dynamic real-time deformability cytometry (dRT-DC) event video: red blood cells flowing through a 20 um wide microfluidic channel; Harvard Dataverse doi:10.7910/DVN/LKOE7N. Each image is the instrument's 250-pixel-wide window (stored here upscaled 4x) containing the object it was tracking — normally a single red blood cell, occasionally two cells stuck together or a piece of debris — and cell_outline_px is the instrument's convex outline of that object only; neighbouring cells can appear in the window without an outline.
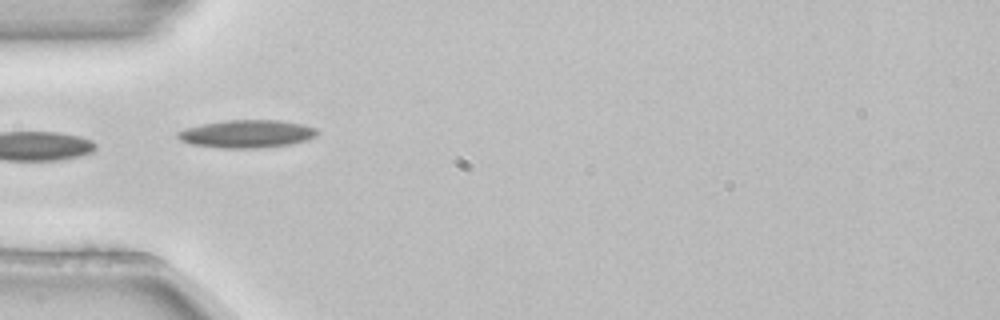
{"species": "common noctule bat (a hibernating species)", "species_latin": "Nyctalus noctula", "temperature_condition": "room temperature", "stored_images_in_passage": 5, "camera_frame_rate_fps": 3000, "um_per_image_px": 0.085, "animal": {"sex": "female", "body_mass_g": 22.7, "forearm_length_mm": 54.2}, "frame": {"image": 1, "passage_image": 4, "time_ms": 1.0, "image_size_px": [1000, 320], "cell_outline_px": [[320, 132], [316, 136], [308, 140], [292, 144], [256, 148], [224, 148], [192, 144], [180, 140], [176, 136], [176, 132], [184, 128], [224, 120], [280, 120], [304, 124], [316, 128]], "centroid_in_image_um": [21.02, 11.37], "position_along_channel_um": 64.0, "area_um2": 22.77}}